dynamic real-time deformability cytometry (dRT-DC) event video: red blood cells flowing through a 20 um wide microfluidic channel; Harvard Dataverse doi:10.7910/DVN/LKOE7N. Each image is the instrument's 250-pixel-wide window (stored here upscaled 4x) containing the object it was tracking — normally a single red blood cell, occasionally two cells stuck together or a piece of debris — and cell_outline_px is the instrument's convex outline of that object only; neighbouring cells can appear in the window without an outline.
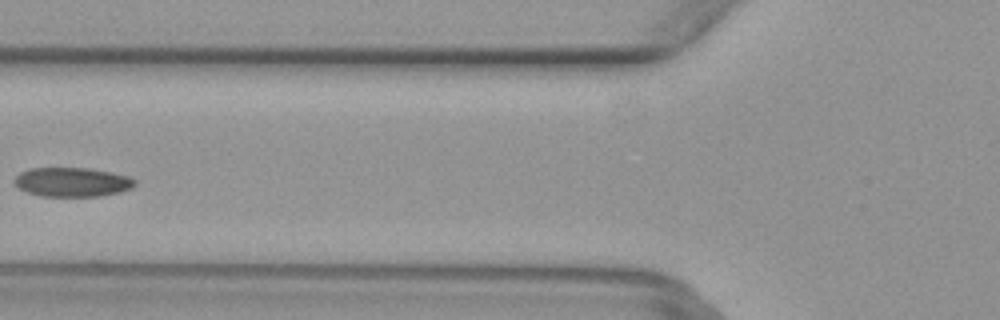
{"species": "common noctule bat (a hibernating species)", "species_latin": "Nyctalus noctula", "temperature_condition": "warm", "stored_images_in_passage": 6, "camera_frame_rate_fps": 3000, "um_per_image_px": 0.085, "animal": {"sex": "female", "body_mass_g": 29.2, "forearm_length_mm": 56.3}, "frame": {"image": 1, "passage_image": 5, "time_ms": 1.333, "image_size_px": [1000, 320], "cell_outline_px": [[136, 184], [132, 188], [120, 192], [100, 196], [40, 196], [28, 192], [20, 188], [12, 180], [20, 172], [32, 168], [88, 168], [112, 172], [128, 176], [136, 180]], "centroid_in_image_um": [6.16, 15.47], "position_along_channel_um": 119.6, "area_um2": 20.52}}
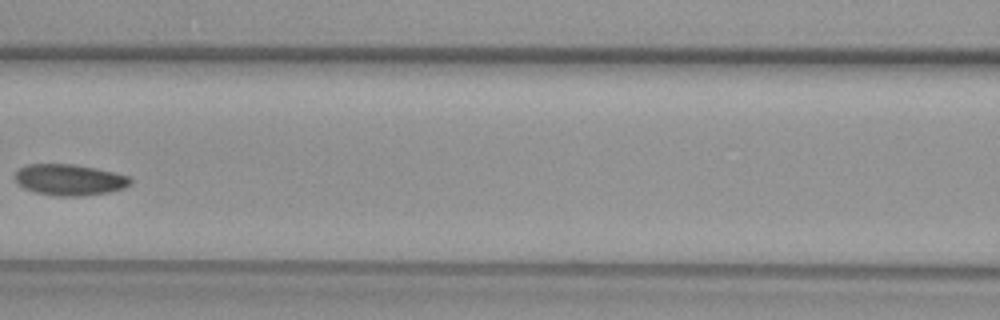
{"frame": {"image": 2, "passage_image": 6, "time_ms": 1.667, "image_size_px": [1000, 320], "cell_outline_px": [[132, 184], [124, 188], [108, 192], [84, 196], [56, 196], [36, 192], [24, 188], [16, 184], [12, 176], [20, 168], [28, 164], [72, 164], [96, 168], [132, 176]], "centroid_in_image_um": [5.91, 15.28], "position_along_channel_um": 160.7, "area_um2": 21.27}}